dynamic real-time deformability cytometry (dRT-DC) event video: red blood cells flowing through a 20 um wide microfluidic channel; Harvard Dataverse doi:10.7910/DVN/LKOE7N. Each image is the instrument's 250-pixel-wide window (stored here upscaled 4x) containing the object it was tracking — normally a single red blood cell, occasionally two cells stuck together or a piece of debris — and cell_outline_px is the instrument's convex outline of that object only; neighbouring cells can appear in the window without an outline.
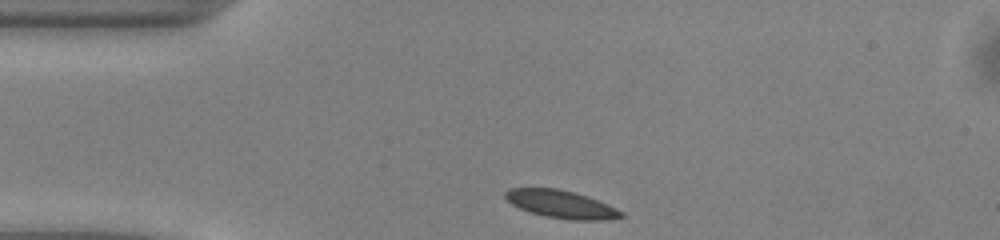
{"species": "common noctule bat (a hibernating species)", "species_latin": "Nyctalus noctula", "temperature_condition": "warm", "stored_images_in_passage": 11, "camera_frame_rate_fps": 3000, "um_per_image_px": 0.085, "animal": {"sex": "male", "body_mass_g": 13.0, "forearm_length_mm": 53.1}, "frame": {"image": 1, "passage_image": 1, "time_ms": 0.0, "image_size_px": [1000, 240], "cell_outline_px": [[624, 216], [608, 220], [568, 220], [544, 216], [520, 208], [512, 204], [504, 196], [504, 192], [508, 188], [556, 188], [588, 196], [608, 204], [624, 212]], "centroid_in_image_um": [47.72, 17.36], "position_along_channel_um": 37.3, "area_um2": 18.79}}
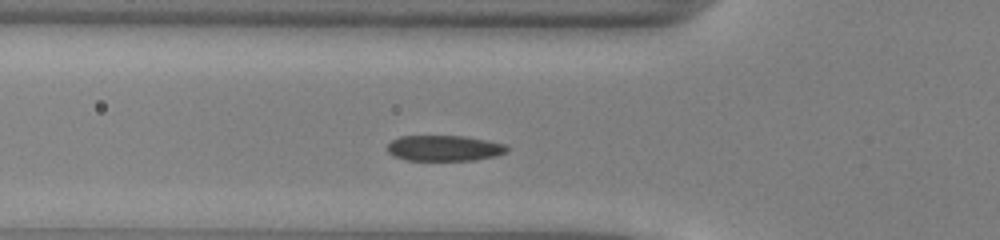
{"frame": {"image": 2, "passage_image": 7, "time_ms": 2.0, "image_size_px": [1000, 240], "cell_outline_px": [[508, 152], [496, 156], [476, 160], [408, 160], [392, 156], [388, 152], [388, 144], [392, 140], [400, 136], [464, 136], [488, 140], [504, 144], [508, 148]], "centroid_in_image_um": [37.78, 12.59], "position_along_channel_um": 88.0, "area_um2": 17.98}}
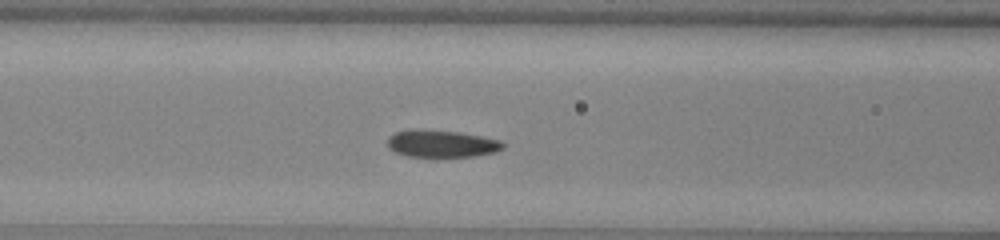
{"frame": {"image": 3, "passage_image": 10, "time_ms": 3.0, "image_size_px": [1000, 240], "cell_outline_px": [[504, 148], [496, 152], [476, 156], [408, 156], [396, 152], [388, 148], [388, 136], [396, 132], [460, 132], [500, 140], [504, 144]], "centroid_in_image_um": [37.61, 12.25], "position_along_channel_um": 129.0, "area_um2": 17.4}}